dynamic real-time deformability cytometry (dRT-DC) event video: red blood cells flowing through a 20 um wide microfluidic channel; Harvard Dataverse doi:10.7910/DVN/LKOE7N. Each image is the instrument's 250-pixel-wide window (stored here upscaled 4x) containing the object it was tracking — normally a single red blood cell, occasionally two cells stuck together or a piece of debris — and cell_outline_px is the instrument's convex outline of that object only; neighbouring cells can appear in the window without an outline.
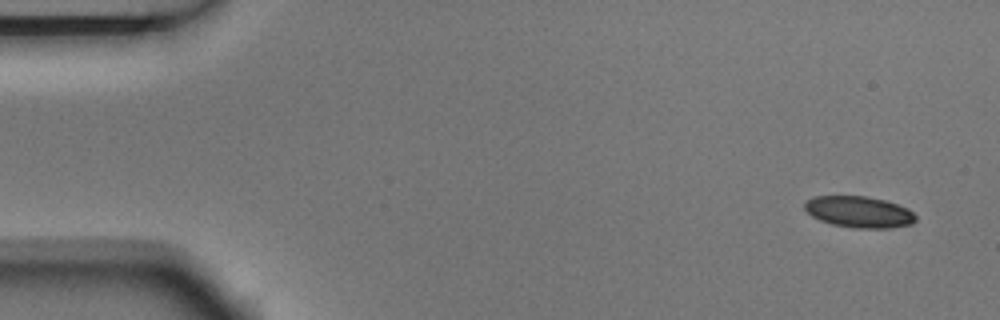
{"species": "Egyptian fruit bat (a non-hibernating species)", "species_latin": "Rousettus aegyptiacus", "temperature_condition": "room temperature", "stored_images_in_passage": 6, "camera_frame_rate_fps": 3000, "um_per_image_px": 0.085, "animal": {"sex": "male"}, "frame": {"image": 1, "passage_image": 1, "time_ms": 0.0, "image_size_px": [1000, 320], "cell_outline_px": [[916, 220], [912, 224], [888, 228], [852, 228], [832, 224], [820, 220], [812, 216], [804, 208], [804, 204], [812, 196], [868, 196], [884, 200], [896, 204], [912, 212], [916, 216]], "centroid_in_image_um": [73.0, 18.01], "position_along_channel_um": 12.0, "area_um2": 20.17}}
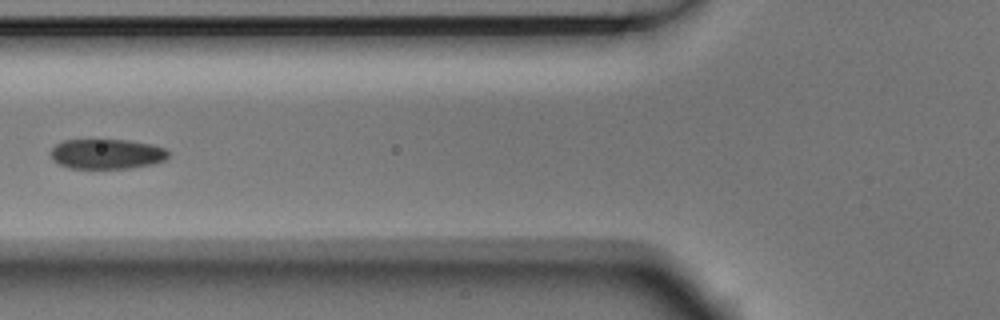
{"frame": {"image": 2, "passage_image": 5, "time_ms": 1.333, "image_size_px": [1000, 320], "cell_outline_px": [[168, 156], [164, 160], [152, 164], [128, 168], [68, 168], [52, 160], [48, 152], [60, 140], [128, 140], [152, 144], [164, 148], [168, 152]], "centroid_in_image_um": [9.02, 13.08], "position_along_channel_um": 116.8, "area_um2": 20.63}}
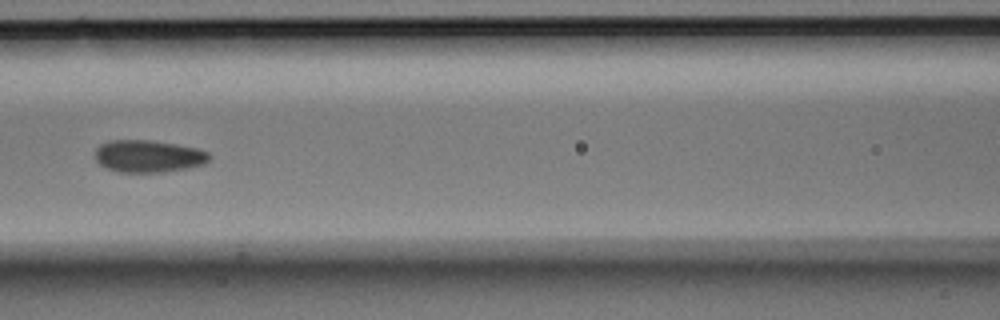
{"frame": {"image": 3, "passage_image": 6, "time_ms": 1.667, "image_size_px": [1000, 320], "cell_outline_px": [[212, 156], [204, 164], [188, 168], [164, 172], [120, 172], [108, 168], [100, 164], [96, 160], [96, 148], [100, 144], [108, 140], [152, 140], [176, 144], [196, 148], [208, 152]], "centroid_in_image_um": [12.62, 13.27], "position_along_channel_um": 154.0, "area_um2": 21.5}}